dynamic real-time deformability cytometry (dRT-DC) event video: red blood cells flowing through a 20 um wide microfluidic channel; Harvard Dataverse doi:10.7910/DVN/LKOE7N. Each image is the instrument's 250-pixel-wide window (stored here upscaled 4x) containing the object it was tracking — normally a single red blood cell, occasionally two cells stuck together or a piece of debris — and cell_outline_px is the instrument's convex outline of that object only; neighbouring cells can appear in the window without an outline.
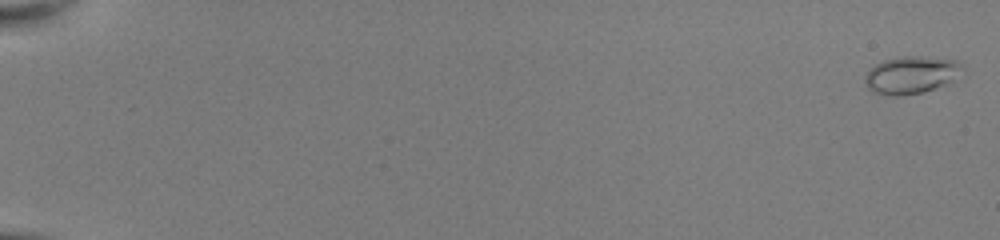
{"species": "common noctule bat (a hibernating species)", "species_latin": "Nyctalus noctula", "temperature_condition": "room temperature", "stored_images_in_passage": 17, "camera_frame_rate_fps": 3000, "um_per_image_px": 0.085, "animal": {"sex": "female", "body_mass_g": 22.0, "forearm_length_mm": 56.7}, "frame": {"image": 1, "passage_image": 1, "time_ms": 0.0, "image_size_px": [1000, 240], "cell_outline_px": [[964, 68], [948, 84], [924, 92], [896, 96], [892, 96], [872, 92], [864, 84], [864, 76], [876, 64], [884, 60], [900, 56], [920, 56], [956, 60]], "centroid_in_image_um": [77.42, 6.37], "position_along_channel_um": 7.6, "area_um2": 21.27}}